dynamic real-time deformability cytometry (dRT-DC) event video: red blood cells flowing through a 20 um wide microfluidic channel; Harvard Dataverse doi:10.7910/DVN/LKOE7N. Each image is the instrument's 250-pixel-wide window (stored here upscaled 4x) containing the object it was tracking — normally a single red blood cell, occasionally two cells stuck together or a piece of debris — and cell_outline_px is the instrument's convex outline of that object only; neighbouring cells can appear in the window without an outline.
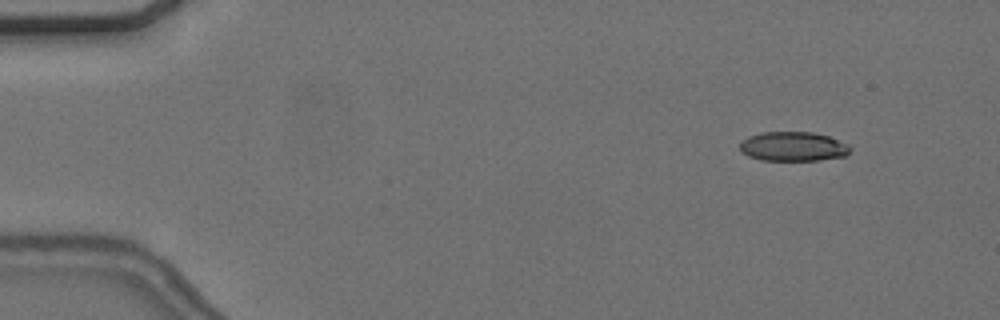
{"species": "common noctule bat (a hibernating species)", "species_latin": "Nyctalus noctula", "temperature_condition": "cold", "stored_images_in_passage": 17, "camera_frame_rate_fps": 3000, "um_per_image_px": 0.085, "animal": {"sex": "female", "body_mass_g": 24.6, "forearm_length_mm": 56.2}, "frame": {"image": 1, "passage_image": 6, "time_ms": 1.667, "image_size_px": [1000, 320], "cell_outline_px": [[852, 148], [844, 156], [820, 160], [760, 160], [748, 156], [740, 152], [740, 140], [748, 136], [760, 132], [812, 132], [828, 136], [848, 144]], "centroid_in_image_um": [67.37, 12.45], "position_along_channel_um": 17.6, "area_um2": 19.02}}